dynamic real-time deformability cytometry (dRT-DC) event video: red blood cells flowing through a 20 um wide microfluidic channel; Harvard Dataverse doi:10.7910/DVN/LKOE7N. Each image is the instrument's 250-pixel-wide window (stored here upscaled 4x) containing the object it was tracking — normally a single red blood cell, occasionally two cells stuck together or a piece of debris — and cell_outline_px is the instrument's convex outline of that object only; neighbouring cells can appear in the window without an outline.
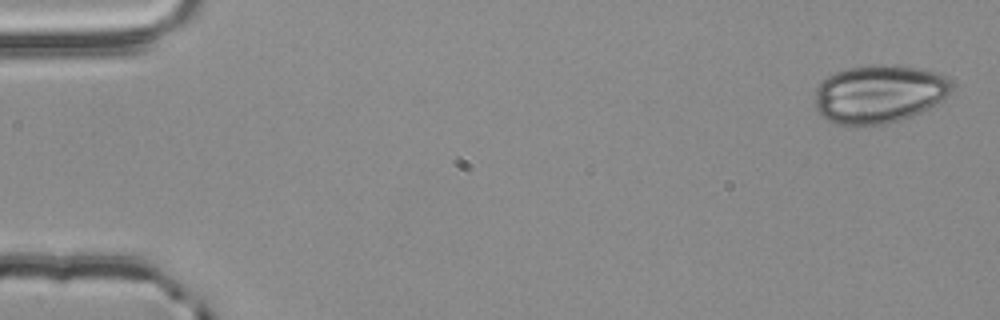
{"species": "common noctule bat (a hibernating species)", "species_latin": "Nyctalus noctula", "temperature_condition": "room temperature", "stored_images_in_passage": 54, "camera_frame_rate_fps": 3000, "um_per_image_px": 0.085, "animal": {"sex": "male", "body_mass_g": 20.4}, "frame": {"image": 1, "passage_image": 1, "time_ms": 0.0, "image_size_px": [1000, 320], "cell_outline_px": [[952, 92], [940, 104], [912, 116], [900, 120], [884, 124], [836, 124], [820, 116], [816, 108], [816, 88], [828, 76], [836, 72], [848, 68], [880, 64], [900, 64], [920, 68], [936, 72], [944, 76], [952, 84]], "centroid_in_image_um": [74.78, 7.98], "position_along_channel_um": 10.2, "area_um2": 46.7}}
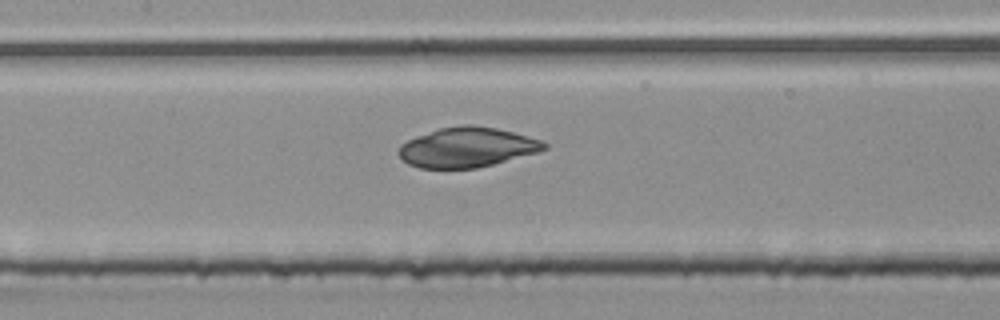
{"frame": {"image": 2, "passage_image": 25, "time_ms": 8.0, "image_size_px": [1000, 320], "cell_outline_px": [[548, 148], [540, 152], [476, 168], [420, 168], [408, 164], [396, 152], [400, 144], [416, 136], [440, 128], [460, 124], [472, 124], [496, 128], [544, 140], [548, 144]], "centroid_in_image_um": [39.72, 12.51], "position_along_channel_um": 167.7, "area_um2": 33.99}}
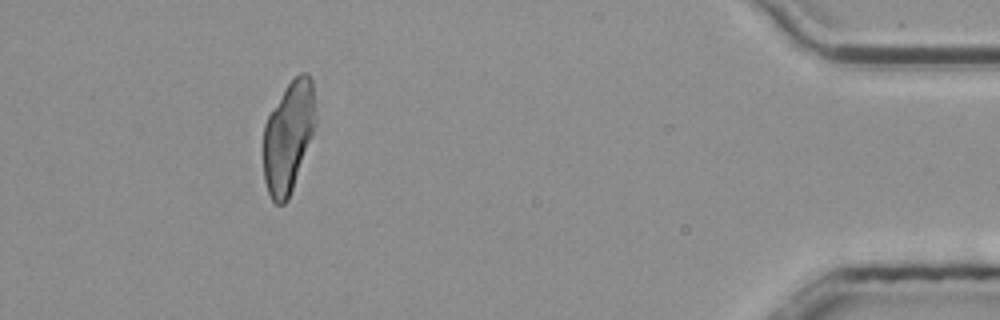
{"frame": {"image": 3, "passage_image": 49, "time_ms": 16.0, "image_size_px": [1000, 320], "cell_outline_px": [[316, 124], [312, 136], [288, 200], [284, 204], [276, 204], [272, 200], [268, 192], [264, 180], [264, 124], [268, 116], [288, 84], [300, 72], [308, 72], [312, 80], [316, 116]], "centroid_in_image_um": [24.52, 11.62], "position_along_channel_um": 410.7, "area_um2": 33.52}}